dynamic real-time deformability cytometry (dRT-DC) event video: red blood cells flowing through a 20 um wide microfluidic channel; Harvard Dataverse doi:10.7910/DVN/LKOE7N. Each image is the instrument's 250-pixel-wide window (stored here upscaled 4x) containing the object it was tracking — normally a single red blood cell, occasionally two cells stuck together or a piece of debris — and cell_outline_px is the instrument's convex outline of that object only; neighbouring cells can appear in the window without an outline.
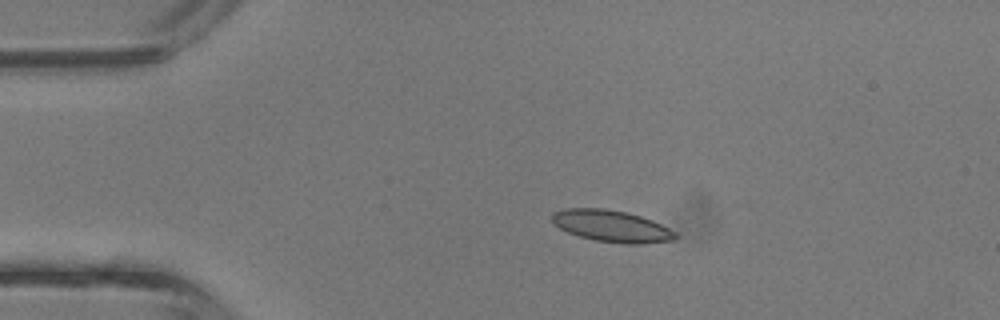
{"species": "common noctule bat (a hibernating species)", "species_latin": "Nyctalus noctula", "temperature_condition": "room temperature", "stored_images_in_passage": 3, "camera_frame_rate_fps": 3000, "um_per_image_px": 0.085, "animal": {"sex": "male", "body_mass_g": 13.3}, "frame": {"image": 1, "passage_image": 2, "time_ms": 0.333, "image_size_px": [1000, 320], "cell_outline_px": [[680, 236], [672, 240], [640, 244], [624, 244], [596, 240], [580, 236], [568, 232], [560, 228], [552, 220], [552, 212], [564, 208], [604, 208], [624, 212], [640, 216], [652, 220], [676, 232]], "centroid_in_image_um": [51.99, 19.21], "position_along_channel_um": 33.0, "area_um2": 22.66}}